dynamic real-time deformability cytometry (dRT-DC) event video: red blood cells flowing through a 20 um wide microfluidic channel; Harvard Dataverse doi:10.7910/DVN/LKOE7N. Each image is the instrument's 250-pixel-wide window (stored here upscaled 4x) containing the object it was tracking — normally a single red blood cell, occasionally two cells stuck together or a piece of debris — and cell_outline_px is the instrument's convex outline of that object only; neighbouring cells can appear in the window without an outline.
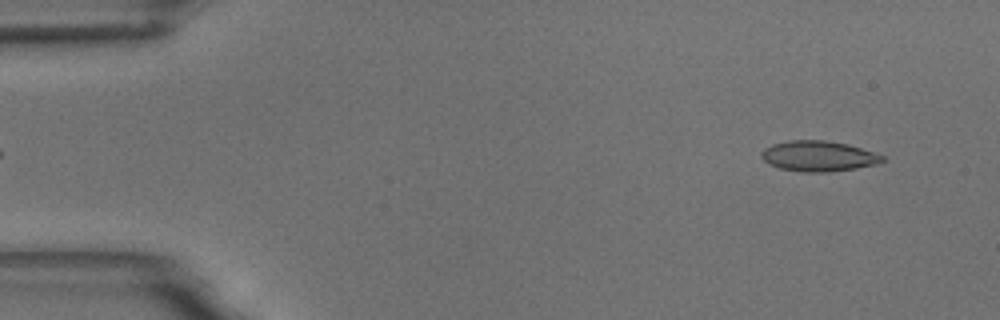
{"species": "common noctule bat (a hibernating species)", "species_latin": "Nyctalus noctula", "temperature_condition": "room temperature", "stored_images_in_passage": 54, "camera_frame_rate_fps": 3000, "um_per_image_px": 0.085, "animal": {"sex": "male", "body_mass_g": 18.8}, "frame": {"image": 1, "passage_image": 3, "time_ms": 0.667, "image_size_px": [1000, 320], "cell_outline_px": [[884, 160], [876, 164], [856, 168], [828, 172], [804, 172], [780, 168], [764, 160], [760, 156], [760, 152], [764, 148], [772, 144], [788, 140], [824, 140], [848, 144], [884, 156]], "centroid_in_image_um": [69.54, 13.26], "position_along_channel_um": 15.5, "area_um2": 21.33}}
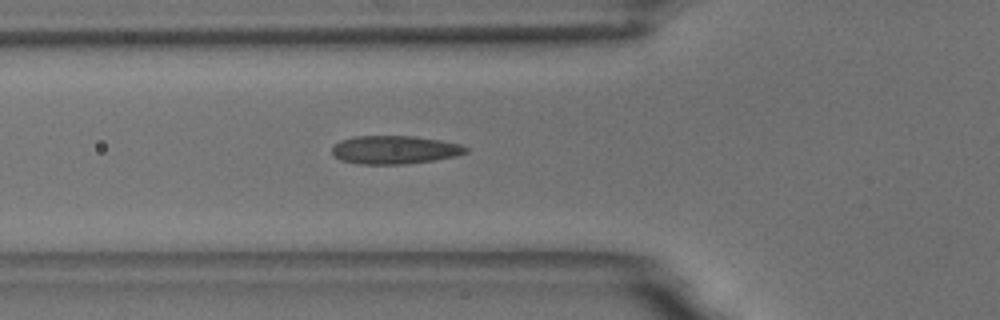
{"frame": {"image": 2, "passage_image": 18, "time_ms": 5.667, "image_size_px": [1000, 320], "cell_outline_px": [[468, 152], [456, 156], [408, 164], [360, 164], [340, 160], [332, 156], [332, 148], [340, 140], [356, 136], [412, 136], [440, 140], [460, 144], [468, 148]], "centroid_in_image_um": [33.53, 12.74], "position_along_channel_um": 92.3, "area_um2": 22.08}}
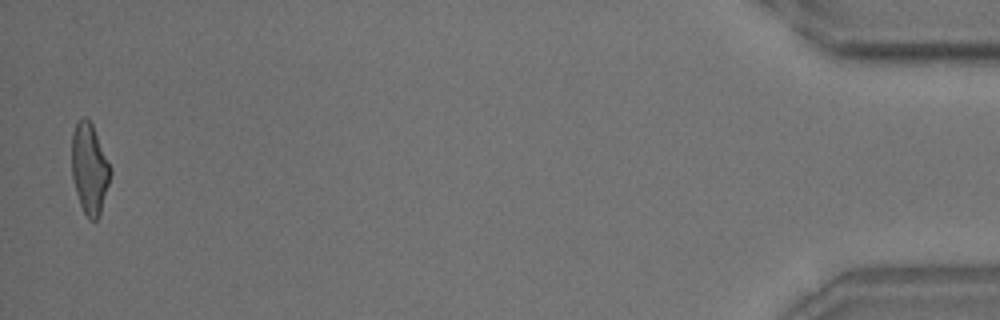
{"frame": {"image": 3, "passage_image": 53, "time_ms": 17.333, "image_size_px": [1000, 320], "cell_outline_px": [[112, 172], [100, 216], [96, 220], [88, 220], [80, 204], [76, 192], [72, 176], [72, 132], [76, 124], [84, 116], [92, 124], [112, 168]], "centroid_in_image_um": [7.62, 14.37], "position_along_channel_um": 427.6, "area_um2": 20.46}, "authors_computed_cell_mechanics": {"area_um2": 21.2415, "velocity_mm_per_s": 3.6407, "shape_relaxation_time_tau1_ms": 6.453, "shape_relaxation_time_tau2_ms": 1.4308, "deformation_change_tau1": 0.183, "deformation_change_tau2": 0.0835}}